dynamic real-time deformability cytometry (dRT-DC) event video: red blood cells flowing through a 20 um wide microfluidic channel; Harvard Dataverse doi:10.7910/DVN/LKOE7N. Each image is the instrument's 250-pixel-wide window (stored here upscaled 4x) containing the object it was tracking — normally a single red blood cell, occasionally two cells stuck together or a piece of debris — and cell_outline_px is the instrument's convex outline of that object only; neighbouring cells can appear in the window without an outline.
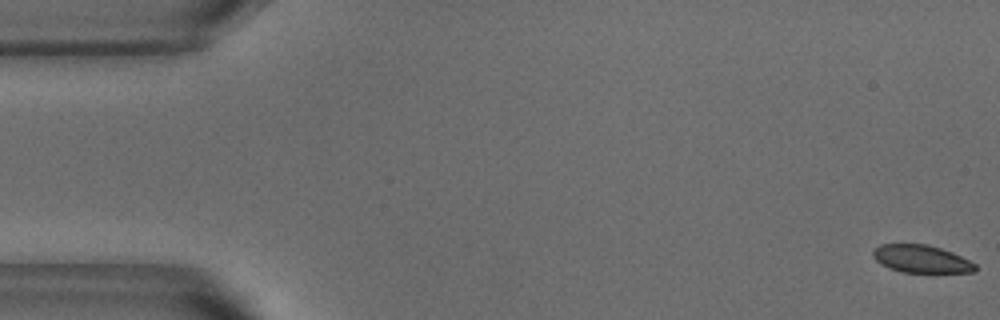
{"species": "common noctule bat (a hibernating species)", "species_latin": "Nyctalus noctula", "temperature_condition": "warm", "stored_images_in_passage": 14, "camera_frame_rate_fps": 3000, "um_per_image_px": 0.085, "animal": {"sex": "male", "body_mass_g": 18.8}, "frame": {"image": 1, "passage_image": 1, "time_ms": 0.0, "image_size_px": [1000, 320], "cell_outline_px": [[976, 272], [900, 272], [888, 268], [880, 264], [872, 256], [872, 252], [880, 244], [928, 244], [952, 252], [976, 264]], "centroid_in_image_um": [78.28, 22.01], "position_along_channel_um": 6.7, "area_um2": 16.47}}
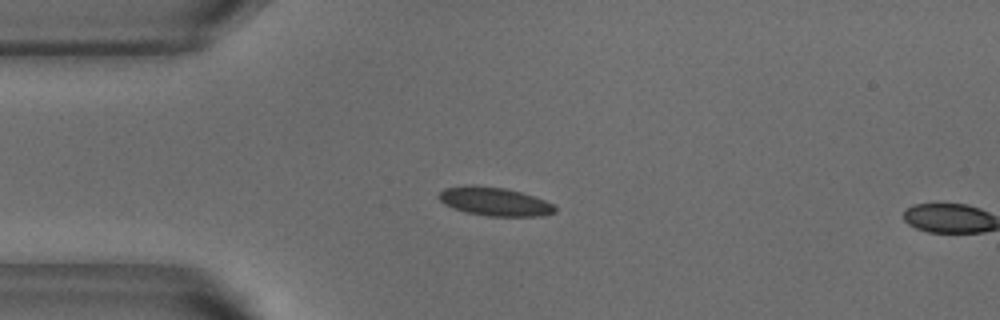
{"frame": {"image": 2, "passage_image": 13, "time_ms": 4.0, "image_size_px": [1000, 320], "cell_outline_px": [[556, 212], [540, 216], [488, 216], [464, 212], [452, 208], [444, 204], [436, 196], [444, 188], [464, 184], [476, 184], [504, 188], [520, 192], [544, 200], [552, 204], [556, 208]], "centroid_in_image_um": [41.96, 17.12], "position_along_channel_um": 43.0, "area_um2": 19.54}}